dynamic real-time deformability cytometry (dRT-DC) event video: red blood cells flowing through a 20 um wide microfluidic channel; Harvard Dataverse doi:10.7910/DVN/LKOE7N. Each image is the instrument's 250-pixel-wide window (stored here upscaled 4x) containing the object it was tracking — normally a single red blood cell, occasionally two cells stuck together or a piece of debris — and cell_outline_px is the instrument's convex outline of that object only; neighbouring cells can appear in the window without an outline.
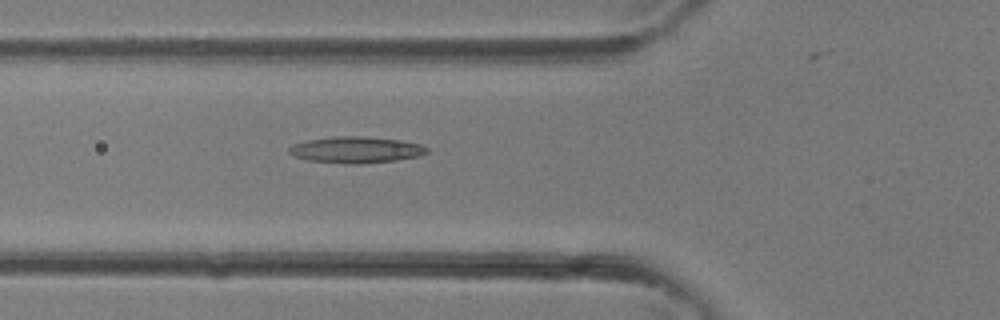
{"species": "common noctule bat (a hibernating species)", "species_latin": "Nyctalus noctula", "temperature_condition": "room temperature", "stored_images_in_passage": 28, "camera_frame_rate_fps": 3000, "um_per_image_px": 0.085, "animal": {"sex": "female"}, "frame": {"image": 1, "passage_image": 5, "time_ms": 1.333, "image_size_px": [1000, 320], "cell_outline_px": [[428, 152], [420, 156], [396, 160], [360, 164], [344, 164], [308, 160], [296, 156], [288, 152], [288, 148], [292, 144], [308, 140], [332, 136], [364, 136], [400, 140], [420, 144], [428, 148]], "centroid_in_image_um": [30.26, 12.73], "position_along_channel_um": 95.5, "area_um2": 21.27}}
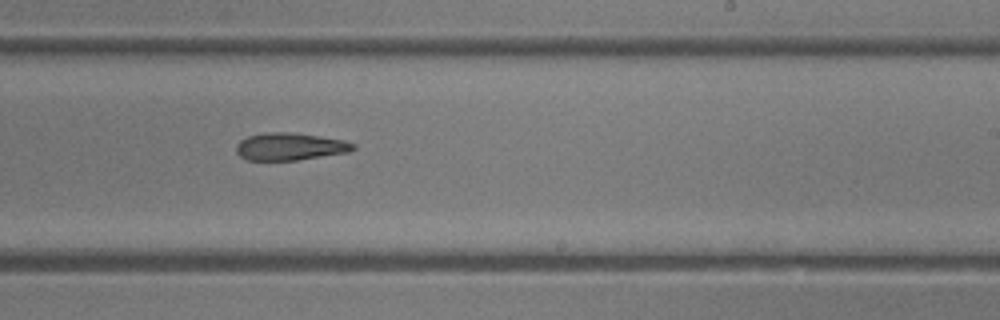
{"frame": {"image": 2, "passage_image": 14, "time_ms": 4.333, "image_size_px": [1000, 320], "cell_outline_px": [[356, 148], [348, 152], [296, 160], [244, 160], [236, 152], [236, 144], [240, 140], [248, 136], [268, 132], [292, 132], [344, 140], [356, 144]], "centroid_in_image_um": [24.62, 12.46], "position_along_channel_um": 264.4, "area_um2": 18.67}}
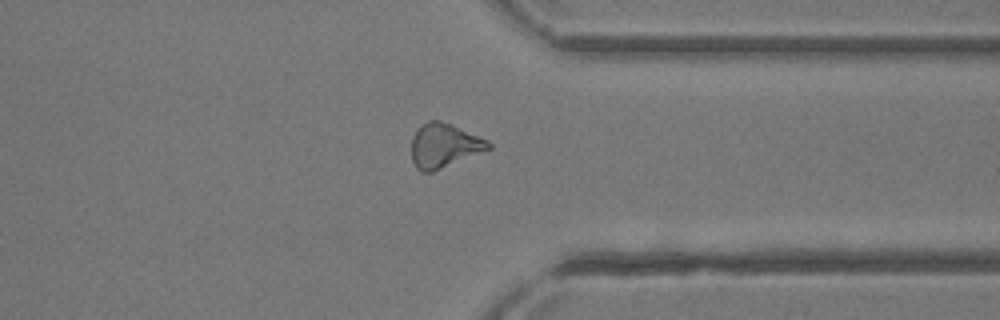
{"frame": {"image": 3, "passage_image": 20, "time_ms": 6.333, "image_size_px": [1000, 320], "cell_outline_px": [[492, 148], [432, 172], [420, 172], [416, 168], [412, 160], [412, 136], [416, 128], [420, 124], [428, 120], [440, 120], [452, 124], [488, 140], [492, 144]], "centroid_in_image_um": [37.73, 12.35], "position_along_channel_um": 373.7, "area_um2": 20.0}}